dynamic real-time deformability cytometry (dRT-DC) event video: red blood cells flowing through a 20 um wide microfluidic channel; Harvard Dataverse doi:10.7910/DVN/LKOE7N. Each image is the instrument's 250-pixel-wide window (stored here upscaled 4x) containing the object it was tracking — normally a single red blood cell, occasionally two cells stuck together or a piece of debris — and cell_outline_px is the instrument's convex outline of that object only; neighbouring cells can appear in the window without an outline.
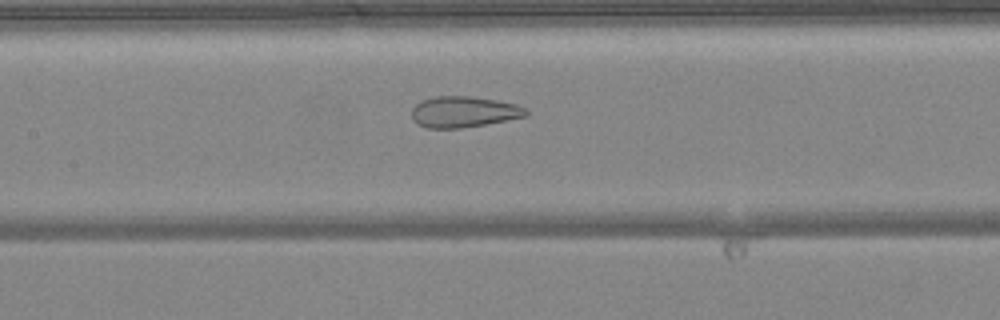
{"species": "common noctule bat (a hibernating species)", "species_latin": "Nyctalus noctula", "temperature_condition": "warm", "stored_images_in_passage": 49, "camera_frame_rate_fps": 3000, "um_per_image_px": 0.085, "animal": {"sex": "female", "body_mass_g": 24.6, "forearm_length_mm": 56.2}, "frame": {"image": 1, "passage_image": 23, "time_ms": 7.333, "image_size_px": [1000, 320], "cell_outline_px": [[528, 112], [524, 116], [484, 124], [460, 128], [428, 128], [416, 124], [412, 120], [412, 108], [416, 104], [424, 100], [436, 96], [468, 96], [496, 100], [516, 104], [528, 108]], "centroid_in_image_um": [39.38, 9.5], "position_along_channel_um": 168.0, "area_um2": 20.46}}
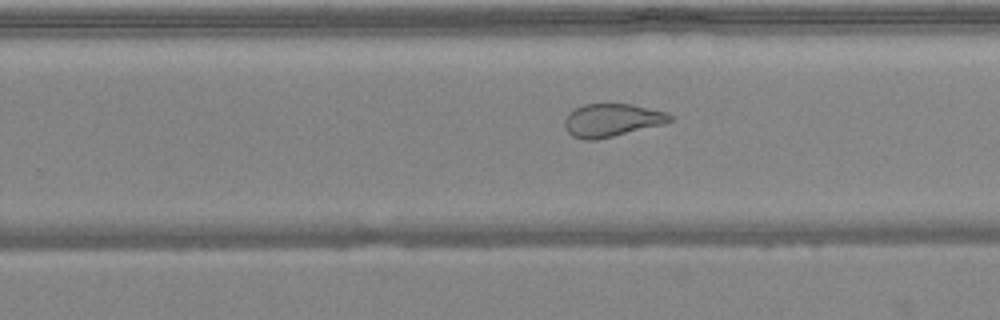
{"frame": {"image": 2, "passage_image": 31, "time_ms": 10.0, "image_size_px": [1000, 320], "cell_outline_px": [[672, 120], [664, 124], [596, 140], [584, 140], [572, 136], [568, 132], [564, 124], [564, 120], [568, 112], [584, 104], [632, 104], [668, 112], [672, 116]], "centroid_in_image_um": [52.0, 10.21], "position_along_channel_um": 277.8, "area_um2": 20.29}}
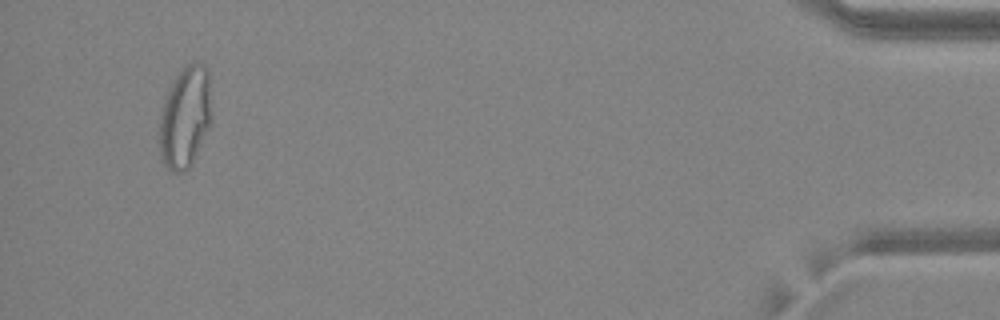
{"frame": {"image": 3, "passage_image": 47, "time_ms": 15.333, "image_size_px": [1000, 320], "cell_outline_px": [[212, 124], [192, 164], [184, 172], [172, 172], [164, 164], [160, 156], [160, 116], [164, 100], [168, 88], [176, 76], [192, 60], [196, 60], [204, 64], [208, 68], [212, 120]], "centroid_in_image_um": [15.77, 9.95], "position_along_channel_um": 419.4, "area_um2": 31.39}, "authors_computed_cell_mechanics": {"area_um2": 27.3394, "velocity_mm_per_s": 4.1535, "shape_relaxation_time_tau1_ms": null, "shape_relaxation_time_tau2_ms": 1.0008, "deformation_change_tau1": null, "deformation_change_tau2": 0.0878}}